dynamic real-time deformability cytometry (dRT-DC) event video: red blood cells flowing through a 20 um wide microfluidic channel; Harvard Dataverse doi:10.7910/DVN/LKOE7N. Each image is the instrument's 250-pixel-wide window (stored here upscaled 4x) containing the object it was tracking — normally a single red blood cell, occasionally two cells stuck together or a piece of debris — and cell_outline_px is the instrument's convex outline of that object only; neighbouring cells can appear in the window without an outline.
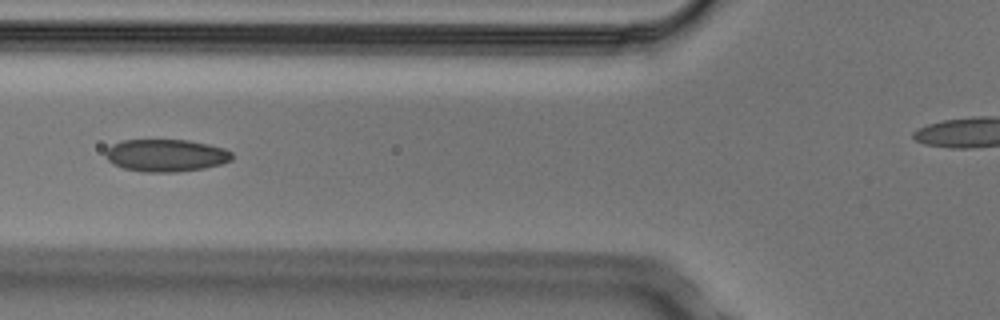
{"species": "Egyptian fruit bat (a non-hibernating species)", "species_latin": "Rousettus aegyptiacus", "temperature_condition": "cold", "stored_images_in_passage": 5, "camera_frame_rate_fps": 3000, "um_per_image_px": 0.085, "animal": {"sex": "male"}, "frame": {"image": 1, "passage_image": 5, "time_ms": 1.333, "image_size_px": [1000, 320], "cell_outline_px": [[232, 160], [220, 164], [204, 168], [176, 172], [144, 172], [124, 168], [112, 164], [104, 156], [104, 152], [112, 144], [124, 140], [188, 140], [208, 144], [224, 148], [232, 152]], "centroid_in_image_um": [14.09, 13.21], "position_along_channel_um": 111.7, "area_um2": 23.93}}